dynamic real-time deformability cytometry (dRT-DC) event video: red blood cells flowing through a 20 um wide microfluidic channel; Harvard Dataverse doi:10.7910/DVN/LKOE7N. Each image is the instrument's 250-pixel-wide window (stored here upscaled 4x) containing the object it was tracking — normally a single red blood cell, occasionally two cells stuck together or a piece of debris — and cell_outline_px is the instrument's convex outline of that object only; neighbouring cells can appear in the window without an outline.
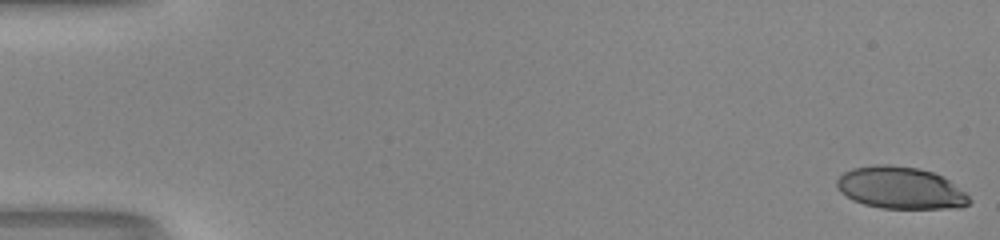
{"species": "human", "species_latin": "Homo sapiens", "temperature_condition": "room temperature", "stored_images_in_passage": 13, "camera_frame_rate_fps": 3000, "um_per_image_px": 0.085, "donor": {"sex": "male"}, "frame": {"image": 1, "passage_image": 1, "time_ms": 0.0, "image_size_px": [1000, 240], "cell_outline_px": [[972, 200], [968, 204], [960, 208], [880, 208], [864, 204], [852, 200], [840, 192], [836, 188], [836, 180], [844, 172], [852, 168], [876, 164], [888, 164], [916, 168], [932, 172], [944, 176], [964, 192]], "centroid_in_image_um": [76.52, 15.97], "position_along_channel_um": 8.5, "area_um2": 32.54}}